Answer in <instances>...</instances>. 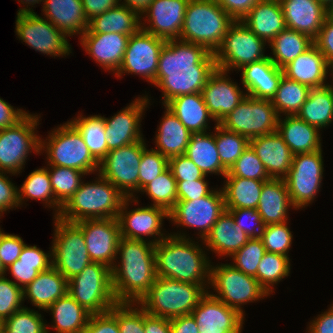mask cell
I'll return each instance as SVG.
<instances>
[{
  "instance_id": "cell-29",
  "label": "cell",
  "mask_w": 333,
  "mask_h": 333,
  "mask_svg": "<svg viewBox=\"0 0 333 333\" xmlns=\"http://www.w3.org/2000/svg\"><path fill=\"white\" fill-rule=\"evenodd\" d=\"M239 71H242L241 81L246 94L265 100H271L275 96L279 82L284 75L283 69L278 68L269 57L249 63Z\"/></svg>"
},
{
  "instance_id": "cell-19",
  "label": "cell",
  "mask_w": 333,
  "mask_h": 333,
  "mask_svg": "<svg viewBox=\"0 0 333 333\" xmlns=\"http://www.w3.org/2000/svg\"><path fill=\"white\" fill-rule=\"evenodd\" d=\"M130 201L138 204L135 197H126L117 216L121 237L129 240H145L142 236H152L154 237V240H151L153 244L166 238L167 234L164 236L161 227L163 219H169V213L164 208L153 205L128 211Z\"/></svg>"
},
{
  "instance_id": "cell-49",
  "label": "cell",
  "mask_w": 333,
  "mask_h": 333,
  "mask_svg": "<svg viewBox=\"0 0 333 333\" xmlns=\"http://www.w3.org/2000/svg\"><path fill=\"white\" fill-rule=\"evenodd\" d=\"M215 143L222 166L228 171L249 145V139L215 124Z\"/></svg>"
},
{
  "instance_id": "cell-23",
  "label": "cell",
  "mask_w": 333,
  "mask_h": 333,
  "mask_svg": "<svg viewBox=\"0 0 333 333\" xmlns=\"http://www.w3.org/2000/svg\"><path fill=\"white\" fill-rule=\"evenodd\" d=\"M189 0H153L145 14L149 25L141 21V28L164 40L180 39L181 29ZM143 23V24H142Z\"/></svg>"
},
{
  "instance_id": "cell-61",
  "label": "cell",
  "mask_w": 333,
  "mask_h": 333,
  "mask_svg": "<svg viewBox=\"0 0 333 333\" xmlns=\"http://www.w3.org/2000/svg\"><path fill=\"white\" fill-rule=\"evenodd\" d=\"M24 246L20 236L4 233L0 228V260L5 269L19 259Z\"/></svg>"
},
{
  "instance_id": "cell-2",
  "label": "cell",
  "mask_w": 333,
  "mask_h": 333,
  "mask_svg": "<svg viewBox=\"0 0 333 333\" xmlns=\"http://www.w3.org/2000/svg\"><path fill=\"white\" fill-rule=\"evenodd\" d=\"M154 247L148 239H119L120 263H115L111 269L112 290L117 302L138 303L149 291L157 277Z\"/></svg>"
},
{
  "instance_id": "cell-36",
  "label": "cell",
  "mask_w": 333,
  "mask_h": 333,
  "mask_svg": "<svg viewBox=\"0 0 333 333\" xmlns=\"http://www.w3.org/2000/svg\"><path fill=\"white\" fill-rule=\"evenodd\" d=\"M165 106L180 120L191 134L207 132L209 114L202 93H192L175 97ZM209 118V119H208Z\"/></svg>"
},
{
  "instance_id": "cell-46",
  "label": "cell",
  "mask_w": 333,
  "mask_h": 333,
  "mask_svg": "<svg viewBox=\"0 0 333 333\" xmlns=\"http://www.w3.org/2000/svg\"><path fill=\"white\" fill-rule=\"evenodd\" d=\"M18 192L20 205H22L26 198H30L44 201L45 206L54 208V217H58L61 212L62 205L55 199L47 167H42L31 172L21 185V188L18 189Z\"/></svg>"
},
{
  "instance_id": "cell-34",
  "label": "cell",
  "mask_w": 333,
  "mask_h": 333,
  "mask_svg": "<svg viewBox=\"0 0 333 333\" xmlns=\"http://www.w3.org/2000/svg\"><path fill=\"white\" fill-rule=\"evenodd\" d=\"M279 117L277 132L292 153H310L321 149L320 130L296 115Z\"/></svg>"
},
{
  "instance_id": "cell-14",
  "label": "cell",
  "mask_w": 333,
  "mask_h": 333,
  "mask_svg": "<svg viewBox=\"0 0 333 333\" xmlns=\"http://www.w3.org/2000/svg\"><path fill=\"white\" fill-rule=\"evenodd\" d=\"M322 149L293 156L291 168L283 178L295 210L305 208L314 201L323 178Z\"/></svg>"
},
{
  "instance_id": "cell-39",
  "label": "cell",
  "mask_w": 333,
  "mask_h": 333,
  "mask_svg": "<svg viewBox=\"0 0 333 333\" xmlns=\"http://www.w3.org/2000/svg\"><path fill=\"white\" fill-rule=\"evenodd\" d=\"M52 246L49 253H45L37 246L25 244L19 259L6 268L16 281L14 283L24 289L40 272H44L53 266ZM21 284V285H20Z\"/></svg>"
},
{
  "instance_id": "cell-12",
  "label": "cell",
  "mask_w": 333,
  "mask_h": 333,
  "mask_svg": "<svg viewBox=\"0 0 333 333\" xmlns=\"http://www.w3.org/2000/svg\"><path fill=\"white\" fill-rule=\"evenodd\" d=\"M266 42L255 35L241 21H235L227 30L223 42L215 51L216 67L229 71L266 59Z\"/></svg>"
},
{
  "instance_id": "cell-73",
  "label": "cell",
  "mask_w": 333,
  "mask_h": 333,
  "mask_svg": "<svg viewBox=\"0 0 333 333\" xmlns=\"http://www.w3.org/2000/svg\"><path fill=\"white\" fill-rule=\"evenodd\" d=\"M19 2H21V4H23V6H24V4H25V6H26V4H27V6H26V8L24 7H22V8H20V10H18L17 12V14H23V13H34V10H33V8L31 9L30 7H28V6H31L32 5V7H33V5L34 4H39V2L41 3V2H44V0H18Z\"/></svg>"
},
{
  "instance_id": "cell-9",
  "label": "cell",
  "mask_w": 333,
  "mask_h": 333,
  "mask_svg": "<svg viewBox=\"0 0 333 333\" xmlns=\"http://www.w3.org/2000/svg\"><path fill=\"white\" fill-rule=\"evenodd\" d=\"M210 286L216 293L211 294L230 308L245 315L242 304L268 297L255 277L246 275L232 264L211 265ZM264 297V298H263Z\"/></svg>"
},
{
  "instance_id": "cell-43",
  "label": "cell",
  "mask_w": 333,
  "mask_h": 333,
  "mask_svg": "<svg viewBox=\"0 0 333 333\" xmlns=\"http://www.w3.org/2000/svg\"><path fill=\"white\" fill-rule=\"evenodd\" d=\"M224 195L226 209H257L264 181L235 176H224Z\"/></svg>"
},
{
  "instance_id": "cell-15",
  "label": "cell",
  "mask_w": 333,
  "mask_h": 333,
  "mask_svg": "<svg viewBox=\"0 0 333 333\" xmlns=\"http://www.w3.org/2000/svg\"><path fill=\"white\" fill-rule=\"evenodd\" d=\"M144 139L113 149L99 162V174L110 181L125 197H135L139 192V167ZM134 193V194H133Z\"/></svg>"
},
{
  "instance_id": "cell-31",
  "label": "cell",
  "mask_w": 333,
  "mask_h": 333,
  "mask_svg": "<svg viewBox=\"0 0 333 333\" xmlns=\"http://www.w3.org/2000/svg\"><path fill=\"white\" fill-rule=\"evenodd\" d=\"M44 16L67 37L82 35L89 25L81 0H44Z\"/></svg>"
},
{
  "instance_id": "cell-47",
  "label": "cell",
  "mask_w": 333,
  "mask_h": 333,
  "mask_svg": "<svg viewBox=\"0 0 333 333\" xmlns=\"http://www.w3.org/2000/svg\"><path fill=\"white\" fill-rule=\"evenodd\" d=\"M310 87L282 76L275 96L271 99L279 116H293L298 113L305 103Z\"/></svg>"
},
{
  "instance_id": "cell-17",
  "label": "cell",
  "mask_w": 333,
  "mask_h": 333,
  "mask_svg": "<svg viewBox=\"0 0 333 333\" xmlns=\"http://www.w3.org/2000/svg\"><path fill=\"white\" fill-rule=\"evenodd\" d=\"M225 211L224 195L219 188L197 200L176 201L174 208L169 212V220L183 227L197 229V235L200 234L199 238L204 241L212 226Z\"/></svg>"
},
{
  "instance_id": "cell-76",
  "label": "cell",
  "mask_w": 333,
  "mask_h": 333,
  "mask_svg": "<svg viewBox=\"0 0 333 333\" xmlns=\"http://www.w3.org/2000/svg\"><path fill=\"white\" fill-rule=\"evenodd\" d=\"M6 274V269L3 267L1 260H0V276H3Z\"/></svg>"
},
{
  "instance_id": "cell-26",
  "label": "cell",
  "mask_w": 333,
  "mask_h": 333,
  "mask_svg": "<svg viewBox=\"0 0 333 333\" xmlns=\"http://www.w3.org/2000/svg\"><path fill=\"white\" fill-rule=\"evenodd\" d=\"M286 28L304 33L313 40L327 16V8L318 0H279Z\"/></svg>"
},
{
  "instance_id": "cell-57",
  "label": "cell",
  "mask_w": 333,
  "mask_h": 333,
  "mask_svg": "<svg viewBox=\"0 0 333 333\" xmlns=\"http://www.w3.org/2000/svg\"><path fill=\"white\" fill-rule=\"evenodd\" d=\"M169 167V159L155 149L145 148L139 167V192Z\"/></svg>"
},
{
  "instance_id": "cell-66",
  "label": "cell",
  "mask_w": 333,
  "mask_h": 333,
  "mask_svg": "<svg viewBox=\"0 0 333 333\" xmlns=\"http://www.w3.org/2000/svg\"><path fill=\"white\" fill-rule=\"evenodd\" d=\"M260 0H216L235 21H241Z\"/></svg>"
},
{
  "instance_id": "cell-56",
  "label": "cell",
  "mask_w": 333,
  "mask_h": 333,
  "mask_svg": "<svg viewBox=\"0 0 333 333\" xmlns=\"http://www.w3.org/2000/svg\"><path fill=\"white\" fill-rule=\"evenodd\" d=\"M287 223L265 225L259 238L266 252L289 256L288 252L292 244L293 235Z\"/></svg>"
},
{
  "instance_id": "cell-71",
  "label": "cell",
  "mask_w": 333,
  "mask_h": 333,
  "mask_svg": "<svg viewBox=\"0 0 333 333\" xmlns=\"http://www.w3.org/2000/svg\"><path fill=\"white\" fill-rule=\"evenodd\" d=\"M145 333H171L170 319L148 315L144 310Z\"/></svg>"
},
{
  "instance_id": "cell-64",
  "label": "cell",
  "mask_w": 333,
  "mask_h": 333,
  "mask_svg": "<svg viewBox=\"0 0 333 333\" xmlns=\"http://www.w3.org/2000/svg\"><path fill=\"white\" fill-rule=\"evenodd\" d=\"M314 44L333 68V20L327 15Z\"/></svg>"
},
{
  "instance_id": "cell-7",
  "label": "cell",
  "mask_w": 333,
  "mask_h": 333,
  "mask_svg": "<svg viewBox=\"0 0 333 333\" xmlns=\"http://www.w3.org/2000/svg\"><path fill=\"white\" fill-rule=\"evenodd\" d=\"M46 138L40 139V151L47 153V166L77 169L87 175L99 170V162L90 153L82 135L69 121L54 128Z\"/></svg>"
},
{
  "instance_id": "cell-5",
  "label": "cell",
  "mask_w": 333,
  "mask_h": 333,
  "mask_svg": "<svg viewBox=\"0 0 333 333\" xmlns=\"http://www.w3.org/2000/svg\"><path fill=\"white\" fill-rule=\"evenodd\" d=\"M207 289L210 288H205L202 284L156 277L138 304L148 315L171 319L191 314L208 292Z\"/></svg>"
},
{
  "instance_id": "cell-32",
  "label": "cell",
  "mask_w": 333,
  "mask_h": 333,
  "mask_svg": "<svg viewBox=\"0 0 333 333\" xmlns=\"http://www.w3.org/2000/svg\"><path fill=\"white\" fill-rule=\"evenodd\" d=\"M289 207L293 208L284 179L270 178L264 181L257 211L265 225L288 221Z\"/></svg>"
},
{
  "instance_id": "cell-24",
  "label": "cell",
  "mask_w": 333,
  "mask_h": 333,
  "mask_svg": "<svg viewBox=\"0 0 333 333\" xmlns=\"http://www.w3.org/2000/svg\"><path fill=\"white\" fill-rule=\"evenodd\" d=\"M227 74V71L216 68L201 92L209 114L213 117L212 121L216 124L231 113L247 96Z\"/></svg>"
},
{
  "instance_id": "cell-16",
  "label": "cell",
  "mask_w": 333,
  "mask_h": 333,
  "mask_svg": "<svg viewBox=\"0 0 333 333\" xmlns=\"http://www.w3.org/2000/svg\"><path fill=\"white\" fill-rule=\"evenodd\" d=\"M15 32L20 40L35 51L55 57L71 52L66 35L48 19L34 13L17 14Z\"/></svg>"
},
{
  "instance_id": "cell-3",
  "label": "cell",
  "mask_w": 333,
  "mask_h": 333,
  "mask_svg": "<svg viewBox=\"0 0 333 333\" xmlns=\"http://www.w3.org/2000/svg\"><path fill=\"white\" fill-rule=\"evenodd\" d=\"M154 252L157 277L209 287L211 262L201 245L184 233L169 234L155 244Z\"/></svg>"
},
{
  "instance_id": "cell-28",
  "label": "cell",
  "mask_w": 333,
  "mask_h": 333,
  "mask_svg": "<svg viewBox=\"0 0 333 333\" xmlns=\"http://www.w3.org/2000/svg\"><path fill=\"white\" fill-rule=\"evenodd\" d=\"M283 72L288 79L305 84L310 88L327 85L325 81L328 72L331 73L333 79V68L315 44L286 65Z\"/></svg>"
},
{
  "instance_id": "cell-51",
  "label": "cell",
  "mask_w": 333,
  "mask_h": 333,
  "mask_svg": "<svg viewBox=\"0 0 333 333\" xmlns=\"http://www.w3.org/2000/svg\"><path fill=\"white\" fill-rule=\"evenodd\" d=\"M51 168V169H50ZM55 199L63 206L78 190L82 176L86 173L77 169L50 166L47 167Z\"/></svg>"
},
{
  "instance_id": "cell-37",
  "label": "cell",
  "mask_w": 333,
  "mask_h": 333,
  "mask_svg": "<svg viewBox=\"0 0 333 333\" xmlns=\"http://www.w3.org/2000/svg\"><path fill=\"white\" fill-rule=\"evenodd\" d=\"M164 108L166 111L155 136V150L168 159L185 155L192 134L165 105Z\"/></svg>"
},
{
  "instance_id": "cell-44",
  "label": "cell",
  "mask_w": 333,
  "mask_h": 333,
  "mask_svg": "<svg viewBox=\"0 0 333 333\" xmlns=\"http://www.w3.org/2000/svg\"><path fill=\"white\" fill-rule=\"evenodd\" d=\"M313 44L314 40L310 36L285 28L269 43L274 56L268 57L278 68L283 69Z\"/></svg>"
},
{
  "instance_id": "cell-48",
  "label": "cell",
  "mask_w": 333,
  "mask_h": 333,
  "mask_svg": "<svg viewBox=\"0 0 333 333\" xmlns=\"http://www.w3.org/2000/svg\"><path fill=\"white\" fill-rule=\"evenodd\" d=\"M290 274V259L288 256L266 252L258 264L256 279L260 286L270 296L272 286Z\"/></svg>"
},
{
  "instance_id": "cell-59",
  "label": "cell",
  "mask_w": 333,
  "mask_h": 333,
  "mask_svg": "<svg viewBox=\"0 0 333 333\" xmlns=\"http://www.w3.org/2000/svg\"><path fill=\"white\" fill-rule=\"evenodd\" d=\"M234 218V223L243 230L249 238H259L260 234L263 232L265 228V224L261 215L258 213L257 209H246V208H238V209H226ZM252 222L254 227H248V224L245 225V222Z\"/></svg>"
},
{
  "instance_id": "cell-60",
  "label": "cell",
  "mask_w": 333,
  "mask_h": 333,
  "mask_svg": "<svg viewBox=\"0 0 333 333\" xmlns=\"http://www.w3.org/2000/svg\"><path fill=\"white\" fill-rule=\"evenodd\" d=\"M169 168L176 181H195L207 177L185 155L171 157L169 159Z\"/></svg>"
},
{
  "instance_id": "cell-22",
  "label": "cell",
  "mask_w": 333,
  "mask_h": 333,
  "mask_svg": "<svg viewBox=\"0 0 333 333\" xmlns=\"http://www.w3.org/2000/svg\"><path fill=\"white\" fill-rule=\"evenodd\" d=\"M200 333H241L244 316L207 292L191 312Z\"/></svg>"
},
{
  "instance_id": "cell-58",
  "label": "cell",
  "mask_w": 333,
  "mask_h": 333,
  "mask_svg": "<svg viewBox=\"0 0 333 333\" xmlns=\"http://www.w3.org/2000/svg\"><path fill=\"white\" fill-rule=\"evenodd\" d=\"M5 276H0V320L2 322L24 308L22 307L23 289Z\"/></svg>"
},
{
  "instance_id": "cell-13",
  "label": "cell",
  "mask_w": 333,
  "mask_h": 333,
  "mask_svg": "<svg viewBox=\"0 0 333 333\" xmlns=\"http://www.w3.org/2000/svg\"><path fill=\"white\" fill-rule=\"evenodd\" d=\"M279 115L271 100L247 95L238 106L218 124L226 130L251 138L277 131Z\"/></svg>"
},
{
  "instance_id": "cell-11",
  "label": "cell",
  "mask_w": 333,
  "mask_h": 333,
  "mask_svg": "<svg viewBox=\"0 0 333 333\" xmlns=\"http://www.w3.org/2000/svg\"><path fill=\"white\" fill-rule=\"evenodd\" d=\"M54 237L52 242L53 267L67 280L78 275L92 263L82 229L72 222L53 217Z\"/></svg>"
},
{
  "instance_id": "cell-30",
  "label": "cell",
  "mask_w": 333,
  "mask_h": 333,
  "mask_svg": "<svg viewBox=\"0 0 333 333\" xmlns=\"http://www.w3.org/2000/svg\"><path fill=\"white\" fill-rule=\"evenodd\" d=\"M241 22L267 43H270L286 28L279 0H260Z\"/></svg>"
},
{
  "instance_id": "cell-74",
  "label": "cell",
  "mask_w": 333,
  "mask_h": 333,
  "mask_svg": "<svg viewBox=\"0 0 333 333\" xmlns=\"http://www.w3.org/2000/svg\"><path fill=\"white\" fill-rule=\"evenodd\" d=\"M318 1L322 3L326 8H328L333 3V0H318Z\"/></svg>"
},
{
  "instance_id": "cell-6",
  "label": "cell",
  "mask_w": 333,
  "mask_h": 333,
  "mask_svg": "<svg viewBox=\"0 0 333 333\" xmlns=\"http://www.w3.org/2000/svg\"><path fill=\"white\" fill-rule=\"evenodd\" d=\"M234 22L216 0H189L179 40L202 45L215 53Z\"/></svg>"
},
{
  "instance_id": "cell-75",
  "label": "cell",
  "mask_w": 333,
  "mask_h": 333,
  "mask_svg": "<svg viewBox=\"0 0 333 333\" xmlns=\"http://www.w3.org/2000/svg\"><path fill=\"white\" fill-rule=\"evenodd\" d=\"M327 15L333 20V3L327 8Z\"/></svg>"
},
{
  "instance_id": "cell-18",
  "label": "cell",
  "mask_w": 333,
  "mask_h": 333,
  "mask_svg": "<svg viewBox=\"0 0 333 333\" xmlns=\"http://www.w3.org/2000/svg\"><path fill=\"white\" fill-rule=\"evenodd\" d=\"M166 40L140 28L130 35L124 53L123 62L116 75L124 73L140 75L153 84L156 79L159 54Z\"/></svg>"
},
{
  "instance_id": "cell-54",
  "label": "cell",
  "mask_w": 333,
  "mask_h": 333,
  "mask_svg": "<svg viewBox=\"0 0 333 333\" xmlns=\"http://www.w3.org/2000/svg\"><path fill=\"white\" fill-rule=\"evenodd\" d=\"M225 176H235L261 181H267L271 178L268 175L265 166L250 145L247 146L241 156L227 171Z\"/></svg>"
},
{
  "instance_id": "cell-1",
  "label": "cell",
  "mask_w": 333,
  "mask_h": 333,
  "mask_svg": "<svg viewBox=\"0 0 333 333\" xmlns=\"http://www.w3.org/2000/svg\"><path fill=\"white\" fill-rule=\"evenodd\" d=\"M215 56L206 47L179 39L162 47L153 85L162 91V104L182 95L201 93L216 70Z\"/></svg>"
},
{
  "instance_id": "cell-72",
  "label": "cell",
  "mask_w": 333,
  "mask_h": 333,
  "mask_svg": "<svg viewBox=\"0 0 333 333\" xmlns=\"http://www.w3.org/2000/svg\"><path fill=\"white\" fill-rule=\"evenodd\" d=\"M152 1L153 0H124V2L120 4L126 5L128 8L136 11L141 16Z\"/></svg>"
},
{
  "instance_id": "cell-70",
  "label": "cell",
  "mask_w": 333,
  "mask_h": 333,
  "mask_svg": "<svg viewBox=\"0 0 333 333\" xmlns=\"http://www.w3.org/2000/svg\"><path fill=\"white\" fill-rule=\"evenodd\" d=\"M170 330L171 333H200L192 314L171 318Z\"/></svg>"
},
{
  "instance_id": "cell-41",
  "label": "cell",
  "mask_w": 333,
  "mask_h": 333,
  "mask_svg": "<svg viewBox=\"0 0 333 333\" xmlns=\"http://www.w3.org/2000/svg\"><path fill=\"white\" fill-rule=\"evenodd\" d=\"M51 311V325L57 333H84L91 313L82 307L69 293L59 298L45 311Z\"/></svg>"
},
{
  "instance_id": "cell-62",
  "label": "cell",
  "mask_w": 333,
  "mask_h": 333,
  "mask_svg": "<svg viewBox=\"0 0 333 333\" xmlns=\"http://www.w3.org/2000/svg\"><path fill=\"white\" fill-rule=\"evenodd\" d=\"M205 177L199 180L177 181V201L197 200L209 195L213 190L209 189Z\"/></svg>"
},
{
  "instance_id": "cell-27",
  "label": "cell",
  "mask_w": 333,
  "mask_h": 333,
  "mask_svg": "<svg viewBox=\"0 0 333 333\" xmlns=\"http://www.w3.org/2000/svg\"><path fill=\"white\" fill-rule=\"evenodd\" d=\"M249 145L253 148L271 178L283 179L287 175L294 154L277 131L251 138Z\"/></svg>"
},
{
  "instance_id": "cell-68",
  "label": "cell",
  "mask_w": 333,
  "mask_h": 333,
  "mask_svg": "<svg viewBox=\"0 0 333 333\" xmlns=\"http://www.w3.org/2000/svg\"><path fill=\"white\" fill-rule=\"evenodd\" d=\"M85 15L90 21L95 16L101 15L107 10L118 6L121 0H81Z\"/></svg>"
},
{
  "instance_id": "cell-33",
  "label": "cell",
  "mask_w": 333,
  "mask_h": 333,
  "mask_svg": "<svg viewBox=\"0 0 333 333\" xmlns=\"http://www.w3.org/2000/svg\"><path fill=\"white\" fill-rule=\"evenodd\" d=\"M67 293L68 280L53 266L44 272H40L23 289L24 300L29 298L32 306L34 305L44 311Z\"/></svg>"
},
{
  "instance_id": "cell-52",
  "label": "cell",
  "mask_w": 333,
  "mask_h": 333,
  "mask_svg": "<svg viewBox=\"0 0 333 333\" xmlns=\"http://www.w3.org/2000/svg\"><path fill=\"white\" fill-rule=\"evenodd\" d=\"M38 311L24 307L3 321L2 333H49Z\"/></svg>"
},
{
  "instance_id": "cell-50",
  "label": "cell",
  "mask_w": 333,
  "mask_h": 333,
  "mask_svg": "<svg viewBox=\"0 0 333 333\" xmlns=\"http://www.w3.org/2000/svg\"><path fill=\"white\" fill-rule=\"evenodd\" d=\"M140 192H146L153 201L151 205L164 208L169 213L177 201V181L168 167Z\"/></svg>"
},
{
  "instance_id": "cell-8",
  "label": "cell",
  "mask_w": 333,
  "mask_h": 333,
  "mask_svg": "<svg viewBox=\"0 0 333 333\" xmlns=\"http://www.w3.org/2000/svg\"><path fill=\"white\" fill-rule=\"evenodd\" d=\"M68 293L91 314L106 313L117 303L111 269L101 263H90L68 280Z\"/></svg>"
},
{
  "instance_id": "cell-42",
  "label": "cell",
  "mask_w": 333,
  "mask_h": 333,
  "mask_svg": "<svg viewBox=\"0 0 333 333\" xmlns=\"http://www.w3.org/2000/svg\"><path fill=\"white\" fill-rule=\"evenodd\" d=\"M304 120L319 130L333 121V85L310 88L308 97L298 113Z\"/></svg>"
},
{
  "instance_id": "cell-21",
  "label": "cell",
  "mask_w": 333,
  "mask_h": 333,
  "mask_svg": "<svg viewBox=\"0 0 333 333\" xmlns=\"http://www.w3.org/2000/svg\"><path fill=\"white\" fill-rule=\"evenodd\" d=\"M149 101L147 95L138 97L114 116L104 117L108 152L143 139L140 122Z\"/></svg>"
},
{
  "instance_id": "cell-25",
  "label": "cell",
  "mask_w": 333,
  "mask_h": 333,
  "mask_svg": "<svg viewBox=\"0 0 333 333\" xmlns=\"http://www.w3.org/2000/svg\"><path fill=\"white\" fill-rule=\"evenodd\" d=\"M129 35L119 33H83L81 46L105 69L117 73L127 47Z\"/></svg>"
},
{
  "instance_id": "cell-67",
  "label": "cell",
  "mask_w": 333,
  "mask_h": 333,
  "mask_svg": "<svg viewBox=\"0 0 333 333\" xmlns=\"http://www.w3.org/2000/svg\"><path fill=\"white\" fill-rule=\"evenodd\" d=\"M29 112L16 109L0 98V130L12 127L21 121Z\"/></svg>"
},
{
  "instance_id": "cell-65",
  "label": "cell",
  "mask_w": 333,
  "mask_h": 333,
  "mask_svg": "<svg viewBox=\"0 0 333 333\" xmlns=\"http://www.w3.org/2000/svg\"><path fill=\"white\" fill-rule=\"evenodd\" d=\"M84 333H120L117 319L108 311L91 314Z\"/></svg>"
},
{
  "instance_id": "cell-40",
  "label": "cell",
  "mask_w": 333,
  "mask_h": 333,
  "mask_svg": "<svg viewBox=\"0 0 333 333\" xmlns=\"http://www.w3.org/2000/svg\"><path fill=\"white\" fill-rule=\"evenodd\" d=\"M185 156L188 157L205 176L220 174L225 176L227 170L222 166L215 143V133L192 134L187 145Z\"/></svg>"
},
{
  "instance_id": "cell-20",
  "label": "cell",
  "mask_w": 333,
  "mask_h": 333,
  "mask_svg": "<svg viewBox=\"0 0 333 333\" xmlns=\"http://www.w3.org/2000/svg\"><path fill=\"white\" fill-rule=\"evenodd\" d=\"M76 224L82 229L91 261L112 269L119 259L117 250L121 234L117 218L84 219Z\"/></svg>"
},
{
  "instance_id": "cell-77",
  "label": "cell",
  "mask_w": 333,
  "mask_h": 333,
  "mask_svg": "<svg viewBox=\"0 0 333 333\" xmlns=\"http://www.w3.org/2000/svg\"><path fill=\"white\" fill-rule=\"evenodd\" d=\"M3 330V322L0 320V333H2Z\"/></svg>"
},
{
  "instance_id": "cell-4",
  "label": "cell",
  "mask_w": 333,
  "mask_h": 333,
  "mask_svg": "<svg viewBox=\"0 0 333 333\" xmlns=\"http://www.w3.org/2000/svg\"><path fill=\"white\" fill-rule=\"evenodd\" d=\"M97 180L84 183L62 206L58 217L76 223L84 219L117 218L126 197L98 173Z\"/></svg>"
},
{
  "instance_id": "cell-55",
  "label": "cell",
  "mask_w": 333,
  "mask_h": 333,
  "mask_svg": "<svg viewBox=\"0 0 333 333\" xmlns=\"http://www.w3.org/2000/svg\"><path fill=\"white\" fill-rule=\"evenodd\" d=\"M266 253V249L260 238H250L237 252L230 258L232 265L245 273L256 278L258 264Z\"/></svg>"
},
{
  "instance_id": "cell-69",
  "label": "cell",
  "mask_w": 333,
  "mask_h": 333,
  "mask_svg": "<svg viewBox=\"0 0 333 333\" xmlns=\"http://www.w3.org/2000/svg\"><path fill=\"white\" fill-rule=\"evenodd\" d=\"M308 333H333V304L310 322Z\"/></svg>"
},
{
  "instance_id": "cell-63",
  "label": "cell",
  "mask_w": 333,
  "mask_h": 333,
  "mask_svg": "<svg viewBox=\"0 0 333 333\" xmlns=\"http://www.w3.org/2000/svg\"><path fill=\"white\" fill-rule=\"evenodd\" d=\"M18 189L8 179L6 172L0 171V217L7 210L20 206Z\"/></svg>"
},
{
  "instance_id": "cell-53",
  "label": "cell",
  "mask_w": 333,
  "mask_h": 333,
  "mask_svg": "<svg viewBox=\"0 0 333 333\" xmlns=\"http://www.w3.org/2000/svg\"><path fill=\"white\" fill-rule=\"evenodd\" d=\"M109 312L117 319L120 333H145L144 309L138 303L117 302Z\"/></svg>"
},
{
  "instance_id": "cell-35",
  "label": "cell",
  "mask_w": 333,
  "mask_h": 333,
  "mask_svg": "<svg viewBox=\"0 0 333 333\" xmlns=\"http://www.w3.org/2000/svg\"><path fill=\"white\" fill-rule=\"evenodd\" d=\"M249 239L248 235L234 223L233 216L226 210L212 226L211 232L202 243L220 257H231Z\"/></svg>"
},
{
  "instance_id": "cell-38",
  "label": "cell",
  "mask_w": 333,
  "mask_h": 333,
  "mask_svg": "<svg viewBox=\"0 0 333 333\" xmlns=\"http://www.w3.org/2000/svg\"><path fill=\"white\" fill-rule=\"evenodd\" d=\"M140 28L141 16L126 5L119 4L92 18L84 33H119L130 36Z\"/></svg>"
},
{
  "instance_id": "cell-45",
  "label": "cell",
  "mask_w": 333,
  "mask_h": 333,
  "mask_svg": "<svg viewBox=\"0 0 333 333\" xmlns=\"http://www.w3.org/2000/svg\"><path fill=\"white\" fill-rule=\"evenodd\" d=\"M70 123L79 131L93 157L100 162L108 153L107 136L105 133L104 116H84L82 113L70 120Z\"/></svg>"
},
{
  "instance_id": "cell-10",
  "label": "cell",
  "mask_w": 333,
  "mask_h": 333,
  "mask_svg": "<svg viewBox=\"0 0 333 333\" xmlns=\"http://www.w3.org/2000/svg\"><path fill=\"white\" fill-rule=\"evenodd\" d=\"M39 115L27 114L16 125L0 130V171L19 174L29 152L40 154V137L35 129Z\"/></svg>"
}]
</instances>
